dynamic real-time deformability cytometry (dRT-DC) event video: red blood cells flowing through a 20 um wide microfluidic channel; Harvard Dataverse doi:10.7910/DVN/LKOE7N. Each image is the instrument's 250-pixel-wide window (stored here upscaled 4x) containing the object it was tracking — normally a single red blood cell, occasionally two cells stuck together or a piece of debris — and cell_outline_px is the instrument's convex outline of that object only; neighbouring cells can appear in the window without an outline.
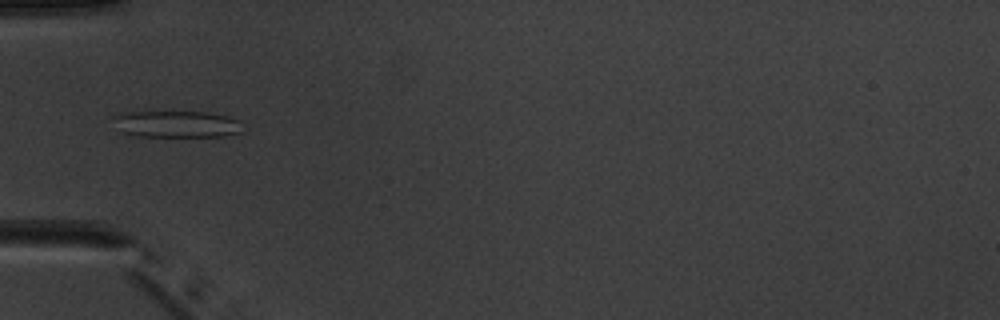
{"species": "common noctule bat (a hibernating species)", "species_latin": "Nyctalus noctula", "temperature_condition": "warm", "stored_images_in_passage": 5, "camera_frame_rate_fps": 3000, "um_per_image_px": 0.085, "animal": {"sex": "male", "body_mass_g": 20.1, "forearm_length_mm": 53.5}, "frame": {"image": 1, "passage_image": 4, "time_ms": 3.667, "image_size_px": [1000, 320], "cell_outline_px": [[244, 132], [224, 136], [136, 136], [124, 132], [112, 116], [120, 112], [204, 112], [228, 116], [240, 120]], "centroid_in_image_um": [15.1, 10.54], "position_along_channel_um": 69.9, "area_um2": 20.0}}
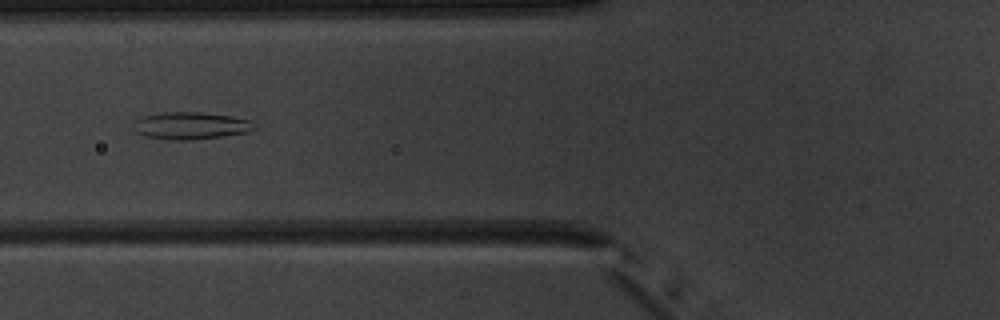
{"frame": {"image": 2, "passage_image": 5, "time_ms": 4.667, "image_size_px": [1000, 320], "cell_outline_px": [[256, 128], [248, 132], [192, 140], [172, 140], [144, 136], [136, 132], [132, 124], [132, 120], [140, 116], [164, 112], [200, 112], [232, 116], [252, 120], [256, 124]], "centroid_in_image_um": [16.18, 10.67], "position_along_channel_um": 109.6, "area_um2": 19.48}}